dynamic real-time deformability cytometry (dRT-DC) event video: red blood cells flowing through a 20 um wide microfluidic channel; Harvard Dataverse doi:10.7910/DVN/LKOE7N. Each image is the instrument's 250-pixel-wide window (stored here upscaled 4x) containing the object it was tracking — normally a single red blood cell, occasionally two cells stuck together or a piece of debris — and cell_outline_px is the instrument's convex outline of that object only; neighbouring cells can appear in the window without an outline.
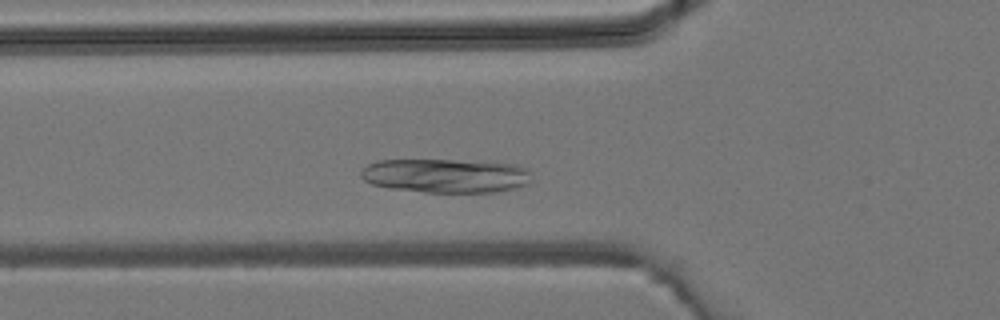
{"species": "common noctule bat (a hibernating species)", "species_latin": "Nyctalus noctula", "temperature_condition": "room temperature", "stored_images_in_passage": 26, "camera_frame_rate_fps": 3000, "um_per_image_px": 0.085, "animal": {"sex": "male", "body_mass_g": 19.2, "forearm_length_mm": 51.8}, "frame": {"image": 1, "passage_image": 7, "time_ms": 2.0, "image_size_px": [1000, 320], "cell_outline_px": [[532, 180], [528, 184], [496, 192], [424, 192], [388, 188], [372, 184], [364, 180], [360, 176], [360, 172], [368, 164], [376, 160], [452, 160], [516, 164], [528, 168]], "centroid_in_image_um": [37.88, 14.93], "position_along_channel_um": 87.9, "area_um2": 33.93}}
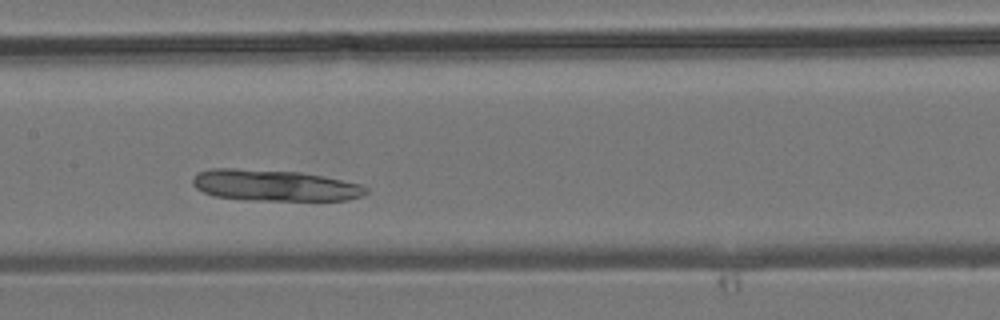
{"frame": {"image": 2, "passage_image": 13, "time_ms": 4.0, "image_size_px": [1000, 320], "cell_outline_px": [[368, 192], [360, 196], [348, 200], [248, 200], [216, 196], [204, 192], [196, 188], [192, 184], [192, 180], [196, 172], [212, 168], [236, 168], [300, 172], [360, 184], [368, 188]], "centroid_in_image_um": [23.28, 15.75], "position_along_channel_um": 184.1, "area_um2": 31.44}}
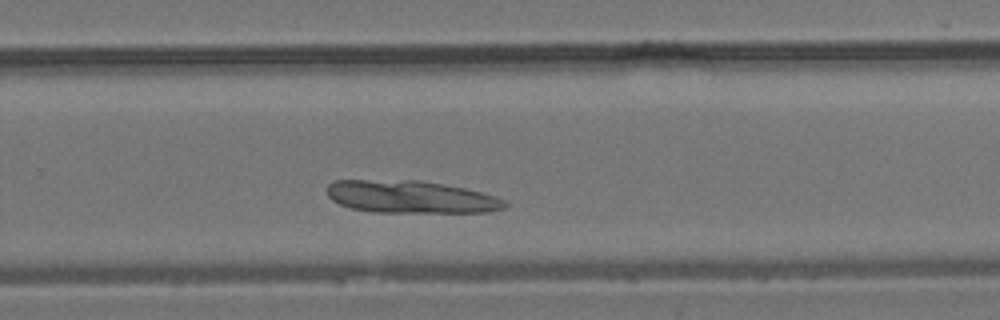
{"frame": {"image": 3, "passage_image": 20, "time_ms": 6.333, "image_size_px": [1000, 320], "cell_outline_px": [[508, 204], [504, 208], [488, 212], [372, 212], [352, 208], [340, 204], [332, 200], [328, 196], [324, 188], [332, 180], [420, 180], [444, 184], [464, 188], [496, 196], [508, 200]], "centroid_in_image_um": [34.9, 16.73], "position_along_channel_um": 294.9, "area_um2": 33.99}}